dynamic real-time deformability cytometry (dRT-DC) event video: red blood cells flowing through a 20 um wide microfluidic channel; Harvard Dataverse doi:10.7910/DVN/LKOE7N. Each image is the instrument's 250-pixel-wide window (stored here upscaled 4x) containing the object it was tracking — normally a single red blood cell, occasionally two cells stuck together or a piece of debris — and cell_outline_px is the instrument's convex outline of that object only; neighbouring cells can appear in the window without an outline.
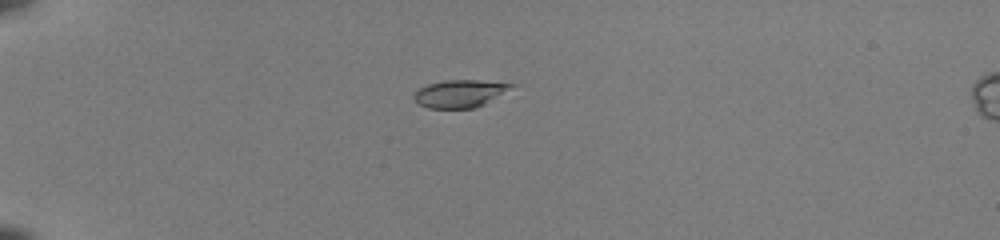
{"species": "common noctule bat (a hibernating species)", "species_latin": "Nyctalus noctula", "temperature_condition": "room temperature", "stored_images_in_passage": 37, "camera_frame_rate_fps": 3000, "um_per_image_px": 0.085, "animal": {"sex": "female", "body_mass_g": 22.0, "forearm_length_mm": 56.7}, "frame": {"image": 1, "passage_image": 1, "time_ms": 0.0, "image_size_px": [1000, 240], "cell_outline_px": [[520, 84], [484, 104], [476, 108], [428, 108], [412, 100], [412, 92], [428, 84], [444, 80], [476, 80]], "centroid_in_image_um": [39.08, 7.95], "position_along_channel_um": 45.9, "area_um2": 15.84}}
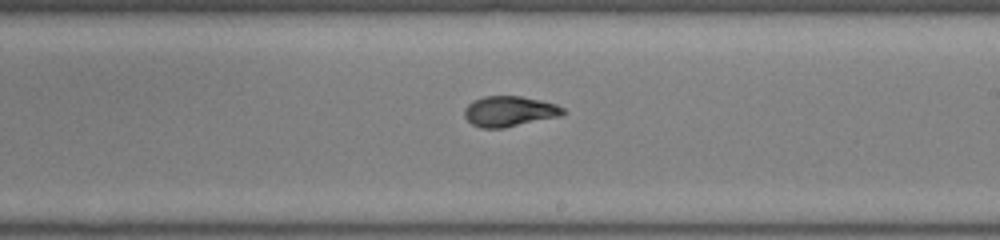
{"frame": {"image": 2, "passage_image": 19, "time_ms": 6.0, "image_size_px": [1000, 240], "cell_outline_px": [[568, 112], [560, 116], [504, 128], [480, 128], [472, 124], [464, 116], [464, 108], [472, 100], [484, 96], [520, 96], [540, 100], [556, 104], [564, 108]], "centroid_in_image_um": [43.29, 9.46], "position_along_channel_um": 245.7, "area_um2": 17.63}}
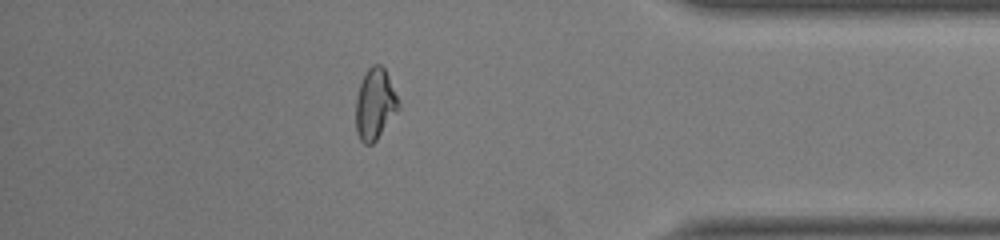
{"frame": {"image": 3, "passage_image": 32, "time_ms": 10.333, "image_size_px": [1000, 240], "cell_outline_px": [[400, 108], [376, 140], [372, 144], [364, 144], [360, 140], [356, 132], [356, 96], [360, 84], [368, 68], [372, 64], [380, 64], [384, 68], [400, 100]], "centroid_in_image_um": [31.88, 8.85], "position_along_channel_um": 403.3, "area_um2": 17.74}, "authors_computed_cell_mechanics": {"area_um2": 17.629, "velocity_mm_per_s": 4.0891, "shape_relaxation_time_tau1_ms": 5.8044, "shape_relaxation_time_tau2_ms": 0.8949, "deformation_change_tau1": 0.2035, "deformation_change_tau2": 0.0433}}